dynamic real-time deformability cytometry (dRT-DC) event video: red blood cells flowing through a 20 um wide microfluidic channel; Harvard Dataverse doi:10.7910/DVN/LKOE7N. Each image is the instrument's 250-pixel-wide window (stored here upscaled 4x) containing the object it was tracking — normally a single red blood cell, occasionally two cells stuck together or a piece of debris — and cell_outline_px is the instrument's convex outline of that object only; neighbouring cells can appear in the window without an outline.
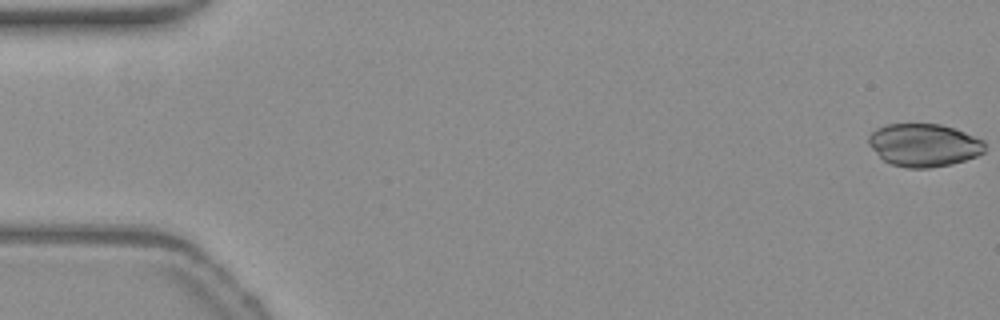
{"species": "common noctule bat (a hibernating species)", "species_latin": "Nyctalus noctula", "temperature_condition": "warm", "stored_images_in_passage": 10, "camera_frame_rate_fps": 3000, "um_per_image_px": 0.085, "animal": {"sex": "female", "body_mass_g": 19.3, "forearm_length_mm": 54.1}, "frame": {"image": 1, "passage_image": 1, "time_ms": 0.0, "image_size_px": [1000, 320], "cell_outline_px": [[984, 152], [976, 156], [952, 164], [932, 168], [908, 168], [892, 164], [884, 160], [868, 144], [868, 136], [876, 128], [888, 124], [940, 124], [964, 132], [984, 140]], "centroid_in_image_um": [78.53, 12.33], "position_along_channel_um": 6.5, "area_um2": 28.9}}